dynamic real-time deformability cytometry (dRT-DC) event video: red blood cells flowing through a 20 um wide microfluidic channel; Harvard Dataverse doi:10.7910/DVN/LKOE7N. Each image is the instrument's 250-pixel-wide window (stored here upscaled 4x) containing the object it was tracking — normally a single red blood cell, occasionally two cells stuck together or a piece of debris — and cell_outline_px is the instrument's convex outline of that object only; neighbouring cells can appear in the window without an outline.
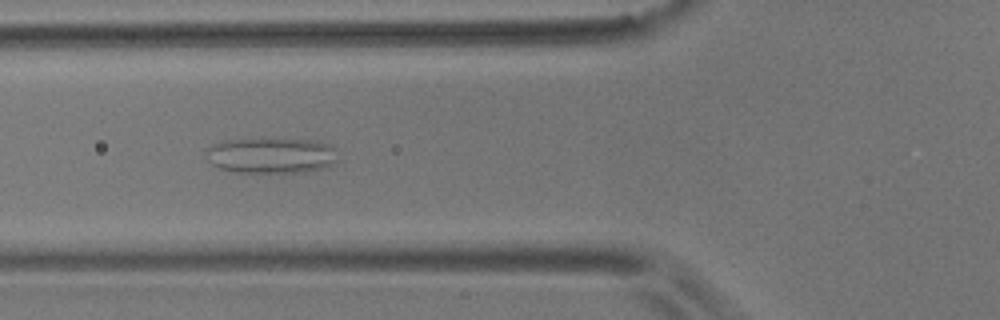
{"species": "common noctule bat (a hibernating species)", "species_latin": "Nyctalus noctula", "temperature_condition": "room temperature", "stored_images_in_passage": 9, "camera_frame_rate_fps": 3000, "um_per_image_px": 0.085, "animal": {"sex": "male", "body_mass_g": 17.9}, "frame": {"image": 1, "passage_image": 6, "time_ms": 1.667, "image_size_px": [1000, 320], "cell_outline_px": [[340, 160], [336, 164], [324, 168], [304, 172], [232, 172], [220, 168], [212, 164], [208, 160], [204, 148], [228, 140], [264, 136], [316, 140], [332, 144], [336, 148]], "centroid_in_image_um": [23.14, 13.17], "position_along_channel_um": 102.7, "area_um2": 28.78}}
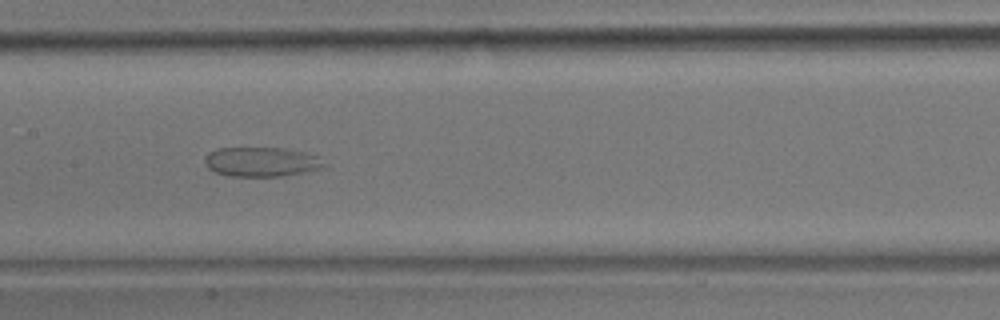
{"frame": {"image": 2, "passage_image": 8, "time_ms": 2.333, "image_size_px": [1000, 320], "cell_outline_px": [[328, 164], [320, 168], [304, 172], [284, 176], [228, 176], [216, 172], [208, 168], [204, 164], [204, 156], [208, 152], [220, 148], [284, 148], [304, 152], [320, 156]], "centroid_in_image_um": [22.23, 13.75], "position_along_channel_um": 185.2, "area_um2": 20.69}}